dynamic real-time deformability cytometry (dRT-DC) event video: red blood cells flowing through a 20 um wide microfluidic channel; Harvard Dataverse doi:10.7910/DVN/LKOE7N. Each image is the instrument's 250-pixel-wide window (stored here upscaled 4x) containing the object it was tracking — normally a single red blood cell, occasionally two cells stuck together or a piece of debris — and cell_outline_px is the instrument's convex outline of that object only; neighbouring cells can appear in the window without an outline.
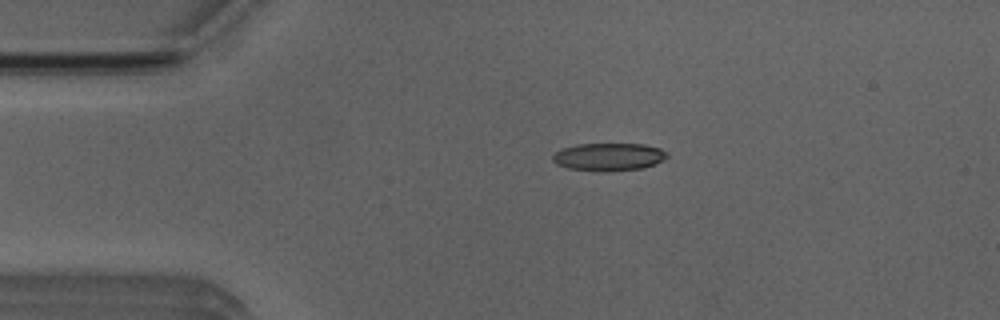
{"species": "Egyptian fruit bat (a non-hibernating species)", "species_latin": "Rousettus aegyptiacus", "temperature_condition": "room temperature", "stored_images_in_passage": 4, "camera_frame_rate_fps": 3000, "um_per_image_px": 0.085, "animal": {"sex": "male"}, "frame": {"image": 1, "passage_image": 2, "time_ms": 1.333, "image_size_px": [1000, 320], "cell_outline_px": [[668, 156], [664, 160], [640, 168], [568, 168], [556, 164], [552, 160], [552, 156], [560, 148], [576, 144], [644, 144], [660, 148], [668, 152]], "centroid_in_image_um": [51.74, 13.26], "position_along_channel_um": 33.3, "area_um2": 17.51}}